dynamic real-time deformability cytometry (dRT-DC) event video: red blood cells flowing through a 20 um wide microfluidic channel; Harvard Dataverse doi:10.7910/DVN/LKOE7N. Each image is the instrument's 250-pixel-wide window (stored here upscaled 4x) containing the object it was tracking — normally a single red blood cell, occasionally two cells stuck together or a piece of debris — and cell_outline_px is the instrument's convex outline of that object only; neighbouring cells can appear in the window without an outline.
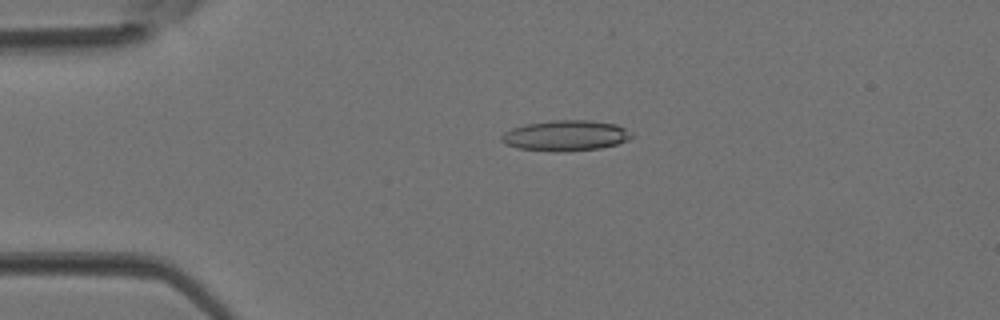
{"species": "Egyptian fruit bat (a non-hibernating species)", "species_latin": "Rousettus aegyptiacus", "temperature_condition": "room temperature", "stored_images_in_passage": 4, "camera_frame_rate_fps": 3000, "um_per_image_px": 0.085, "animal": {"sex": "female"}, "frame": {"image": 1, "passage_image": 3, "time_ms": 0.667, "image_size_px": [1000, 320], "cell_outline_px": [[636, 136], [628, 140], [616, 144], [600, 148], [564, 152], [552, 152], [516, 148], [504, 144], [500, 140], [500, 136], [504, 132], [512, 128], [524, 124], [552, 120], [588, 120], [616, 124], [632, 132]], "centroid_in_image_um": [48.06, 11.53], "position_along_channel_um": 36.9, "area_um2": 23.58}}